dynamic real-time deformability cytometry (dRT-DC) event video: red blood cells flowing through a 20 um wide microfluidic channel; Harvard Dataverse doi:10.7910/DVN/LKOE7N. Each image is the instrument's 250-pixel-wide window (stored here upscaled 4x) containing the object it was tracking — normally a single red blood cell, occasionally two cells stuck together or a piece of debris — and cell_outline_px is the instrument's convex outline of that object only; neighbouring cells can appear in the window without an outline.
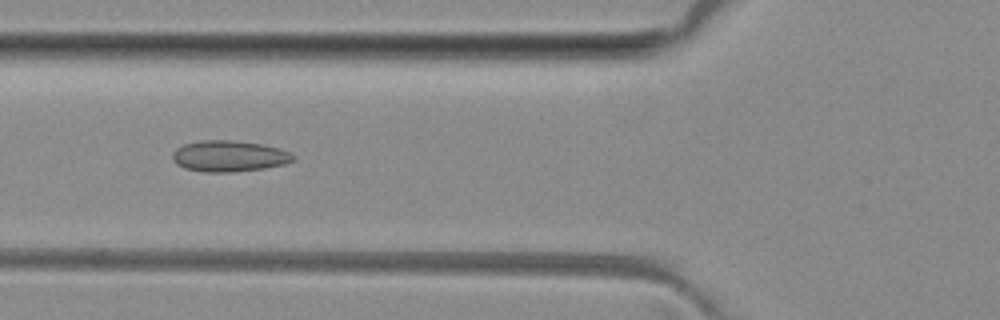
{"species": "common noctule bat (a hibernating species)", "species_latin": "Nyctalus noctula", "temperature_condition": "room temperature", "stored_images_in_passage": 6, "camera_frame_rate_fps": 3000, "um_per_image_px": 0.085, "animal": {"sex": "female", "body_mass_g": 29.2, "forearm_length_mm": 56.3}, "frame": {"image": 1, "passage_image": 3, "time_ms": 3.667, "image_size_px": [1000, 320], "cell_outline_px": [[296, 160], [284, 164], [264, 168], [232, 172], [204, 172], [184, 168], [176, 164], [172, 160], [172, 152], [176, 148], [184, 144], [200, 140], [236, 140], [264, 144], [288, 152], [296, 156]], "centroid_in_image_um": [19.45, 13.26], "position_along_channel_um": 106.4, "area_um2": 22.08}}
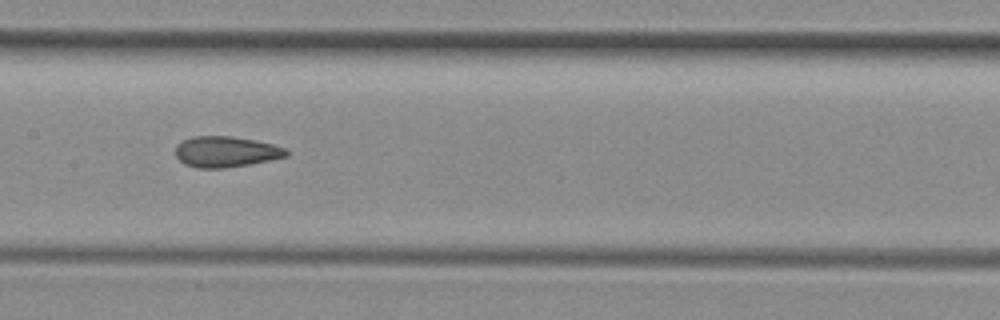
{"frame": {"image": 2, "passage_image": 5, "time_ms": 5.667, "image_size_px": [1000, 320], "cell_outline_px": [[288, 156], [252, 164], [224, 168], [196, 168], [184, 164], [176, 156], [176, 144], [192, 136], [232, 136], [272, 144], [284, 148], [288, 152]], "centroid_in_image_um": [19.18, 12.91], "position_along_channel_um": 188.2, "area_um2": 19.88}}
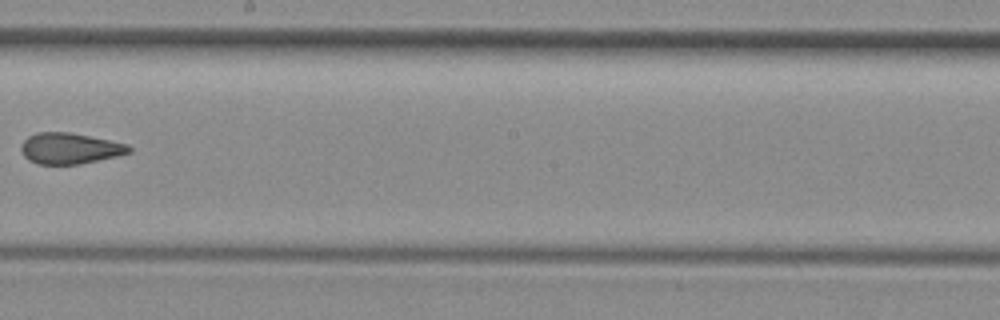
{"frame": {"image": 3, "passage_image": 6, "time_ms": 7.0, "image_size_px": [1000, 320], "cell_outline_px": [[132, 152], [116, 156], [80, 164], [36, 164], [28, 160], [24, 156], [20, 148], [24, 140], [28, 136], [36, 132], [68, 132], [128, 144], [132, 148]], "centroid_in_image_um": [5.91, 12.62], "position_along_channel_um": 242.3, "area_um2": 19.42}}